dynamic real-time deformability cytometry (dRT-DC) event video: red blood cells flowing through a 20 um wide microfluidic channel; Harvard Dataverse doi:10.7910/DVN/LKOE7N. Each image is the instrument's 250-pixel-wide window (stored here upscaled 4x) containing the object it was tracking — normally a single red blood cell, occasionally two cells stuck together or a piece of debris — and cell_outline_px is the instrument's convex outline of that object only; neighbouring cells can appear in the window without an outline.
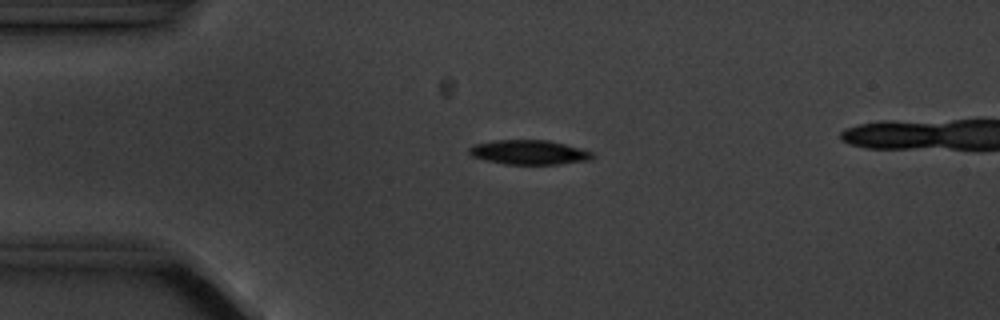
{"species": "common noctule bat (a hibernating species)", "species_latin": "Nyctalus noctula", "temperature_condition": "cold", "stored_images_in_passage": 5, "camera_frame_rate_fps": 3000, "um_per_image_px": 0.085, "animal": {"sex": "male", "body_mass_g": 20.1, "forearm_length_mm": 53.5}, "frame": {"image": 1, "passage_image": 3, "time_ms": 3.0, "image_size_px": [1000, 320], "cell_outline_px": [[596, 156], [592, 160], [556, 164], [504, 164], [472, 156], [468, 152], [468, 148], [472, 144], [496, 140], [548, 140], [580, 148], [592, 152]], "centroid_in_image_um": [44.98, 12.94], "position_along_channel_um": 40.0, "area_um2": 17.57}}